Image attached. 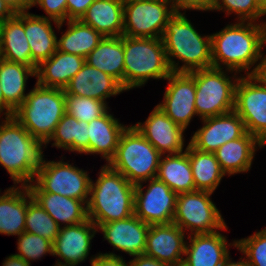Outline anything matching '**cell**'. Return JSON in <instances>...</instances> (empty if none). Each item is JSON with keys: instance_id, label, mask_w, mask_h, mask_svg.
<instances>
[{"instance_id": "1", "label": "cell", "mask_w": 266, "mask_h": 266, "mask_svg": "<svg viewBox=\"0 0 266 266\" xmlns=\"http://www.w3.org/2000/svg\"><path fill=\"white\" fill-rule=\"evenodd\" d=\"M241 21L227 25L211 36L212 67L220 68L221 63L227 71H248L261 59V49L266 43L265 23ZM221 62V63H220Z\"/></svg>"}, {"instance_id": "2", "label": "cell", "mask_w": 266, "mask_h": 266, "mask_svg": "<svg viewBox=\"0 0 266 266\" xmlns=\"http://www.w3.org/2000/svg\"><path fill=\"white\" fill-rule=\"evenodd\" d=\"M99 177L91 181L87 204L88 219L100 224L129 218L134 214L135 185L108 164L101 168Z\"/></svg>"}, {"instance_id": "3", "label": "cell", "mask_w": 266, "mask_h": 266, "mask_svg": "<svg viewBox=\"0 0 266 266\" xmlns=\"http://www.w3.org/2000/svg\"><path fill=\"white\" fill-rule=\"evenodd\" d=\"M162 41L172 72H191L212 67L211 36H201L185 14L179 12L168 20ZM184 62L178 67L172 58Z\"/></svg>"}, {"instance_id": "4", "label": "cell", "mask_w": 266, "mask_h": 266, "mask_svg": "<svg viewBox=\"0 0 266 266\" xmlns=\"http://www.w3.org/2000/svg\"><path fill=\"white\" fill-rule=\"evenodd\" d=\"M42 146L14 116L1 123L0 165L10 174L14 184L28 186L33 182L43 156Z\"/></svg>"}, {"instance_id": "5", "label": "cell", "mask_w": 266, "mask_h": 266, "mask_svg": "<svg viewBox=\"0 0 266 266\" xmlns=\"http://www.w3.org/2000/svg\"><path fill=\"white\" fill-rule=\"evenodd\" d=\"M65 113L64 89L43 87L36 83L13 116L43 145L54 134Z\"/></svg>"}, {"instance_id": "6", "label": "cell", "mask_w": 266, "mask_h": 266, "mask_svg": "<svg viewBox=\"0 0 266 266\" xmlns=\"http://www.w3.org/2000/svg\"><path fill=\"white\" fill-rule=\"evenodd\" d=\"M124 90L140 87L150 78L166 79L171 73L162 38L123 35Z\"/></svg>"}, {"instance_id": "7", "label": "cell", "mask_w": 266, "mask_h": 266, "mask_svg": "<svg viewBox=\"0 0 266 266\" xmlns=\"http://www.w3.org/2000/svg\"><path fill=\"white\" fill-rule=\"evenodd\" d=\"M161 154L133 125L122 132L108 165L136 185L156 178Z\"/></svg>"}, {"instance_id": "8", "label": "cell", "mask_w": 266, "mask_h": 266, "mask_svg": "<svg viewBox=\"0 0 266 266\" xmlns=\"http://www.w3.org/2000/svg\"><path fill=\"white\" fill-rule=\"evenodd\" d=\"M189 73L195 78V108L201 119L234 111L235 90L239 78L232 82L222 68L215 67Z\"/></svg>"}, {"instance_id": "9", "label": "cell", "mask_w": 266, "mask_h": 266, "mask_svg": "<svg viewBox=\"0 0 266 266\" xmlns=\"http://www.w3.org/2000/svg\"><path fill=\"white\" fill-rule=\"evenodd\" d=\"M212 192L196 190L177 194L173 223L192 234L227 230L226 223L210 199Z\"/></svg>"}, {"instance_id": "10", "label": "cell", "mask_w": 266, "mask_h": 266, "mask_svg": "<svg viewBox=\"0 0 266 266\" xmlns=\"http://www.w3.org/2000/svg\"><path fill=\"white\" fill-rule=\"evenodd\" d=\"M41 158L33 184L42 191L78 199L88 204L90 179L87 171L62 161H46Z\"/></svg>"}, {"instance_id": "11", "label": "cell", "mask_w": 266, "mask_h": 266, "mask_svg": "<svg viewBox=\"0 0 266 266\" xmlns=\"http://www.w3.org/2000/svg\"><path fill=\"white\" fill-rule=\"evenodd\" d=\"M169 0L124 2L123 35L162 38L175 11Z\"/></svg>"}, {"instance_id": "12", "label": "cell", "mask_w": 266, "mask_h": 266, "mask_svg": "<svg viewBox=\"0 0 266 266\" xmlns=\"http://www.w3.org/2000/svg\"><path fill=\"white\" fill-rule=\"evenodd\" d=\"M234 111L243 120L246 132L265 146L266 86L255 76L239 77L235 90Z\"/></svg>"}, {"instance_id": "13", "label": "cell", "mask_w": 266, "mask_h": 266, "mask_svg": "<svg viewBox=\"0 0 266 266\" xmlns=\"http://www.w3.org/2000/svg\"><path fill=\"white\" fill-rule=\"evenodd\" d=\"M142 186L135 185L134 214L149 225L172 223L177 194L157 178L150 179L145 193Z\"/></svg>"}, {"instance_id": "14", "label": "cell", "mask_w": 266, "mask_h": 266, "mask_svg": "<svg viewBox=\"0 0 266 266\" xmlns=\"http://www.w3.org/2000/svg\"><path fill=\"white\" fill-rule=\"evenodd\" d=\"M165 80L169 81V85L163 103L157 106L185 130L192 117L197 115L195 78L188 72H172Z\"/></svg>"}, {"instance_id": "15", "label": "cell", "mask_w": 266, "mask_h": 266, "mask_svg": "<svg viewBox=\"0 0 266 266\" xmlns=\"http://www.w3.org/2000/svg\"><path fill=\"white\" fill-rule=\"evenodd\" d=\"M204 126L198 129L190 144L203 152H215L225 143L246 133L243 120L235 111L202 119Z\"/></svg>"}, {"instance_id": "16", "label": "cell", "mask_w": 266, "mask_h": 266, "mask_svg": "<svg viewBox=\"0 0 266 266\" xmlns=\"http://www.w3.org/2000/svg\"><path fill=\"white\" fill-rule=\"evenodd\" d=\"M96 231L98 228L90 219L60 227L59 234L53 242V255L62 258L65 263L60 261L55 266H76L85 261Z\"/></svg>"}, {"instance_id": "17", "label": "cell", "mask_w": 266, "mask_h": 266, "mask_svg": "<svg viewBox=\"0 0 266 266\" xmlns=\"http://www.w3.org/2000/svg\"><path fill=\"white\" fill-rule=\"evenodd\" d=\"M184 231L175 223L152 224L147 233V256L153 257L167 266H180L185 253ZM182 255V256H181Z\"/></svg>"}, {"instance_id": "18", "label": "cell", "mask_w": 266, "mask_h": 266, "mask_svg": "<svg viewBox=\"0 0 266 266\" xmlns=\"http://www.w3.org/2000/svg\"><path fill=\"white\" fill-rule=\"evenodd\" d=\"M134 126L161 155L165 156L166 152L169 154L182 153L185 130L174 123L159 106H155L143 124L138 122Z\"/></svg>"}, {"instance_id": "19", "label": "cell", "mask_w": 266, "mask_h": 266, "mask_svg": "<svg viewBox=\"0 0 266 266\" xmlns=\"http://www.w3.org/2000/svg\"><path fill=\"white\" fill-rule=\"evenodd\" d=\"M97 228L116 250L126 252L133 257L145 253L150 225L135 214L129 218L100 224Z\"/></svg>"}, {"instance_id": "20", "label": "cell", "mask_w": 266, "mask_h": 266, "mask_svg": "<svg viewBox=\"0 0 266 266\" xmlns=\"http://www.w3.org/2000/svg\"><path fill=\"white\" fill-rule=\"evenodd\" d=\"M65 94L89 97L106 102V98L125 91L122 85L112 76L90 66H84L73 76L64 88Z\"/></svg>"}, {"instance_id": "21", "label": "cell", "mask_w": 266, "mask_h": 266, "mask_svg": "<svg viewBox=\"0 0 266 266\" xmlns=\"http://www.w3.org/2000/svg\"><path fill=\"white\" fill-rule=\"evenodd\" d=\"M190 244L185 245L187 256L183 266H221L229 257L227 239L219 231L214 233L192 234Z\"/></svg>"}, {"instance_id": "22", "label": "cell", "mask_w": 266, "mask_h": 266, "mask_svg": "<svg viewBox=\"0 0 266 266\" xmlns=\"http://www.w3.org/2000/svg\"><path fill=\"white\" fill-rule=\"evenodd\" d=\"M28 188L32 197L55 220L68 225H75L88 220L87 204L78 199L65 197L56 193L42 192L35 184Z\"/></svg>"}, {"instance_id": "23", "label": "cell", "mask_w": 266, "mask_h": 266, "mask_svg": "<svg viewBox=\"0 0 266 266\" xmlns=\"http://www.w3.org/2000/svg\"><path fill=\"white\" fill-rule=\"evenodd\" d=\"M85 62L84 57L56 50L50 58L37 66L36 83L43 87L64 89Z\"/></svg>"}, {"instance_id": "24", "label": "cell", "mask_w": 266, "mask_h": 266, "mask_svg": "<svg viewBox=\"0 0 266 266\" xmlns=\"http://www.w3.org/2000/svg\"><path fill=\"white\" fill-rule=\"evenodd\" d=\"M0 58L28 65L36 71L37 66L32 62L31 50L25 36V12L16 13L13 18L3 21Z\"/></svg>"}, {"instance_id": "25", "label": "cell", "mask_w": 266, "mask_h": 266, "mask_svg": "<svg viewBox=\"0 0 266 266\" xmlns=\"http://www.w3.org/2000/svg\"><path fill=\"white\" fill-rule=\"evenodd\" d=\"M51 21L58 29L62 23L48 19L46 16H40L25 12V36L31 50L32 62L38 66L42 61L47 60L57 50V36L53 30Z\"/></svg>"}, {"instance_id": "26", "label": "cell", "mask_w": 266, "mask_h": 266, "mask_svg": "<svg viewBox=\"0 0 266 266\" xmlns=\"http://www.w3.org/2000/svg\"><path fill=\"white\" fill-rule=\"evenodd\" d=\"M256 145L258 147L264 146L256 137L246 132L242 137L219 147L214 155L225 174L247 172L251 168Z\"/></svg>"}, {"instance_id": "27", "label": "cell", "mask_w": 266, "mask_h": 266, "mask_svg": "<svg viewBox=\"0 0 266 266\" xmlns=\"http://www.w3.org/2000/svg\"><path fill=\"white\" fill-rule=\"evenodd\" d=\"M123 11L122 0H95L80 20L93 27L103 37H121Z\"/></svg>"}, {"instance_id": "28", "label": "cell", "mask_w": 266, "mask_h": 266, "mask_svg": "<svg viewBox=\"0 0 266 266\" xmlns=\"http://www.w3.org/2000/svg\"><path fill=\"white\" fill-rule=\"evenodd\" d=\"M126 126L107 111L88 123L89 154H101L107 163L114 157L122 132Z\"/></svg>"}, {"instance_id": "29", "label": "cell", "mask_w": 266, "mask_h": 266, "mask_svg": "<svg viewBox=\"0 0 266 266\" xmlns=\"http://www.w3.org/2000/svg\"><path fill=\"white\" fill-rule=\"evenodd\" d=\"M20 188L15 185L0 196V234L19 236L25 231L28 186Z\"/></svg>"}, {"instance_id": "30", "label": "cell", "mask_w": 266, "mask_h": 266, "mask_svg": "<svg viewBox=\"0 0 266 266\" xmlns=\"http://www.w3.org/2000/svg\"><path fill=\"white\" fill-rule=\"evenodd\" d=\"M86 63L115 78L124 89L123 35L104 37L88 54Z\"/></svg>"}, {"instance_id": "31", "label": "cell", "mask_w": 266, "mask_h": 266, "mask_svg": "<svg viewBox=\"0 0 266 266\" xmlns=\"http://www.w3.org/2000/svg\"><path fill=\"white\" fill-rule=\"evenodd\" d=\"M166 156H161L156 178L163 181L176 194L195 191L188 153L184 151Z\"/></svg>"}, {"instance_id": "32", "label": "cell", "mask_w": 266, "mask_h": 266, "mask_svg": "<svg viewBox=\"0 0 266 266\" xmlns=\"http://www.w3.org/2000/svg\"><path fill=\"white\" fill-rule=\"evenodd\" d=\"M28 76H36L35 70L25 64L0 58V83L4 102L15 111L25 100Z\"/></svg>"}, {"instance_id": "33", "label": "cell", "mask_w": 266, "mask_h": 266, "mask_svg": "<svg viewBox=\"0 0 266 266\" xmlns=\"http://www.w3.org/2000/svg\"><path fill=\"white\" fill-rule=\"evenodd\" d=\"M185 151L189 155V162L192 169L195 183V191L214 192L219 183L226 175L216 159L213 152H203L194 148L190 143Z\"/></svg>"}, {"instance_id": "34", "label": "cell", "mask_w": 266, "mask_h": 266, "mask_svg": "<svg viewBox=\"0 0 266 266\" xmlns=\"http://www.w3.org/2000/svg\"><path fill=\"white\" fill-rule=\"evenodd\" d=\"M68 29L57 40V50L86 58L104 38L81 20H67Z\"/></svg>"}, {"instance_id": "35", "label": "cell", "mask_w": 266, "mask_h": 266, "mask_svg": "<svg viewBox=\"0 0 266 266\" xmlns=\"http://www.w3.org/2000/svg\"><path fill=\"white\" fill-rule=\"evenodd\" d=\"M54 140L52 146L72 152L89 154L88 122L78 121L65 113L57 124L54 134L45 143Z\"/></svg>"}, {"instance_id": "36", "label": "cell", "mask_w": 266, "mask_h": 266, "mask_svg": "<svg viewBox=\"0 0 266 266\" xmlns=\"http://www.w3.org/2000/svg\"><path fill=\"white\" fill-rule=\"evenodd\" d=\"M60 226L55 220L35 201L28 188V205L25 218V232L39 235L52 243L59 234Z\"/></svg>"}, {"instance_id": "37", "label": "cell", "mask_w": 266, "mask_h": 266, "mask_svg": "<svg viewBox=\"0 0 266 266\" xmlns=\"http://www.w3.org/2000/svg\"><path fill=\"white\" fill-rule=\"evenodd\" d=\"M66 113L78 121L91 122L108 111L106 102L89 97L65 94Z\"/></svg>"}, {"instance_id": "38", "label": "cell", "mask_w": 266, "mask_h": 266, "mask_svg": "<svg viewBox=\"0 0 266 266\" xmlns=\"http://www.w3.org/2000/svg\"><path fill=\"white\" fill-rule=\"evenodd\" d=\"M244 255L248 266H266V228L248 238L233 241Z\"/></svg>"}, {"instance_id": "39", "label": "cell", "mask_w": 266, "mask_h": 266, "mask_svg": "<svg viewBox=\"0 0 266 266\" xmlns=\"http://www.w3.org/2000/svg\"><path fill=\"white\" fill-rule=\"evenodd\" d=\"M18 253L14 254L21 257L28 263L30 260H37L49 253L53 255V243L39 235L23 232L18 236Z\"/></svg>"}, {"instance_id": "40", "label": "cell", "mask_w": 266, "mask_h": 266, "mask_svg": "<svg viewBox=\"0 0 266 266\" xmlns=\"http://www.w3.org/2000/svg\"><path fill=\"white\" fill-rule=\"evenodd\" d=\"M211 10H225L227 15L234 12L238 14L239 21L245 22H255L261 16L266 15L257 0H213Z\"/></svg>"}, {"instance_id": "41", "label": "cell", "mask_w": 266, "mask_h": 266, "mask_svg": "<svg viewBox=\"0 0 266 266\" xmlns=\"http://www.w3.org/2000/svg\"><path fill=\"white\" fill-rule=\"evenodd\" d=\"M67 0H34L33 6L39 5L48 19L64 23L67 19Z\"/></svg>"}, {"instance_id": "42", "label": "cell", "mask_w": 266, "mask_h": 266, "mask_svg": "<svg viewBox=\"0 0 266 266\" xmlns=\"http://www.w3.org/2000/svg\"><path fill=\"white\" fill-rule=\"evenodd\" d=\"M175 13H179L180 9L193 10H211L213 0H169Z\"/></svg>"}, {"instance_id": "43", "label": "cell", "mask_w": 266, "mask_h": 266, "mask_svg": "<svg viewBox=\"0 0 266 266\" xmlns=\"http://www.w3.org/2000/svg\"><path fill=\"white\" fill-rule=\"evenodd\" d=\"M95 0H67V19L80 20Z\"/></svg>"}, {"instance_id": "44", "label": "cell", "mask_w": 266, "mask_h": 266, "mask_svg": "<svg viewBox=\"0 0 266 266\" xmlns=\"http://www.w3.org/2000/svg\"><path fill=\"white\" fill-rule=\"evenodd\" d=\"M91 266H129L121 256L115 253H101L91 258Z\"/></svg>"}, {"instance_id": "45", "label": "cell", "mask_w": 266, "mask_h": 266, "mask_svg": "<svg viewBox=\"0 0 266 266\" xmlns=\"http://www.w3.org/2000/svg\"><path fill=\"white\" fill-rule=\"evenodd\" d=\"M129 266H167L163 262L157 259L147 256L146 254H141L135 256L133 260L129 262Z\"/></svg>"}, {"instance_id": "46", "label": "cell", "mask_w": 266, "mask_h": 266, "mask_svg": "<svg viewBox=\"0 0 266 266\" xmlns=\"http://www.w3.org/2000/svg\"><path fill=\"white\" fill-rule=\"evenodd\" d=\"M4 1L15 13L26 12V10L33 7L34 0H2Z\"/></svg>"}, {"instance_id": "47", "label": "cell", "mask_w": 266, "mask_h": 266, "mask_svg": "<svg viewBox=\"0 0 266 266\" xmlns=\"http://www.w3.org/2000/svg\"><path fill=\"white\" fill-rule=\"evenodd\" d=\"M259 64H257L251 72H246L247 75H253L264 86H266V56L261 57Z\"/></svg>"}, {"instance_id": "48", "label": "cell", "mask_w": 266, "mask_h": 266, "mask_svg": "<svg viewBox=\"0 0 266 266\" xmlns=\"http://www.w3.org/2000/svg\"><path fill=\"white\" fill-rule=\"evenodd\" d=\"M30 264L21 257L12 254L4 260L2 266H30Z\"/></svg>"}, {"instance_id": "49", "label": "cell", "mask_w": 266, "mask_h": 266, "mask_svg": "<svg viewBox=\"0 0 266 266\" xmlns=\"http://www.w3.org/2000/svg\"><path fill=\"white\" fill-rule=\"evenodd\" d=\"M16 13L4 1L0 0V20L13 18Z\"/></svg>"}, {"instance_id": "50", "label": "cell", "mask_w": 266, "mask_h": 266, "mask_svg": "<svg viewBox=\"0 0 266 266\" xmlns=\"http://www.w3.org/2000/svg\"><path fill=\"white\" fill-rule=\"evenodd\" d=\"M6 109V112L4 115H6V118L12 117L14 115V111L4 102L3 93L1 90V83H0V115L3 113V111Z\"/></svg>"}, {"instance_id": "51", "label": "cell", "mask_w": 266, "mask_h": 266, "mask_svg": "<svg viewBox=\"0 0 266 266\" xmlns=\"http://www.w3.org/2000/svg\"><path fill=\"white\" fill-rule=\"evenodd\" d=\"M241 261L239 262H231L232 260L230 257H228L221 266H248L246 259L242 260V257L240 258Z\"/></svg>"}, {"instance_id": "52", "label": "cell", "mask_w": 266, "mask_h": 266, "mask_svg": "<svg viewBox=\"0 0 266 266\" xmlns=\"http://www.w3.org/2000/svg\"><path fill=\"white\" fill-rule=\"evenodd\" d=\"M261 10L266 14V0H257Z\"/></svg>"}, {"instance_id": "53", "label": "cell", "mask_w": 266, "mask_h": 266, "mask_svg": "<svg viewBox=\"0 0 266 266\" xmlns=\"http://www.w3.org/2000/svg\"><path fill=\"white\" fill-rule=\"evenodd\" d=\"M123 2H133V1H159V0H122Z\"/></svg>"}, {"instance_id": "54", "label": "cell", "mask_w": 266, "mask_h": 266, "mask_svg": "<svg viewBox=\"0 0 266 266\" xmlns=\"http://www.w3.org/2000/svg\"><path fill=\"white\" fill-rule=\"evenodd\" d=\"M2 23H3V21L0 20V36H1Z\"/></svg>"}, {"instance_id": "55", "label": "cell", "mask_w": 266, "mask_h": 266, "mask_svg": "<svg viewBox=\"0 0 266 266\" xmlns=\"http://www.w3.org/2000/svg\"><path fill=\"white\" fill-rule=\"evenodd\" d=\"M265 38H266V22H265Z\"/></svg>"}]
</instances>
